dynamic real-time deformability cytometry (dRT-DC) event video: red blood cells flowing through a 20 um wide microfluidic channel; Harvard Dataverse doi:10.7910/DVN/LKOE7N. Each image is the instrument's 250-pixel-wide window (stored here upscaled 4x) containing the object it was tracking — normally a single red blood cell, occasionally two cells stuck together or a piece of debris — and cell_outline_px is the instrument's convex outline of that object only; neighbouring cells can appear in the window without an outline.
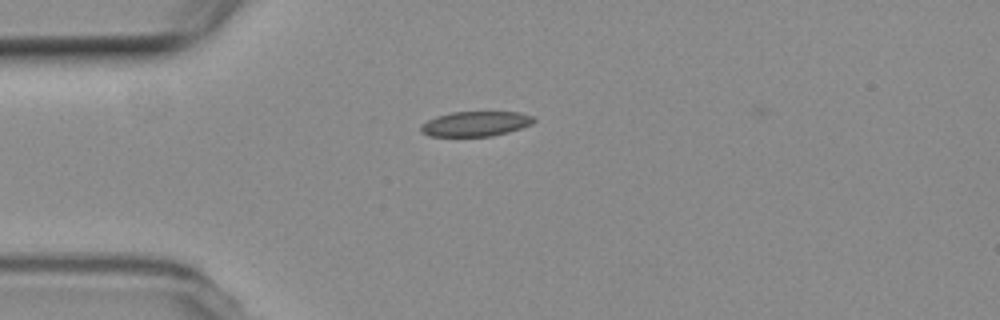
{"species": "common noctule bat (a hibernating species)", "species_latin": "Nyctalus noctula", "temperature_condition": "room temperature", "stored_images_in_passage": 4, "camera_frame_rate_fps": 3000, "um_per_image_px": 0.085, "animal": {"sex": "female", "body_mass_g": 19.3, "forearm_length_mm": 54.1}, "frame": {"image": 1, "passage_image": 1, "time_ms": 0.0, "image_size_px": [1000, 320], "cell_outline_px": [[536, 120], [532, 124], [508, 132], [492, 136], [428, 136], [420, 132], [420, 124], [436, 116], [452, 112], [520, 112], [532, 116]], "centroid_in_image_um": [40.4, 10.52], "position_along_channel_um": 44.6, "area_um2": 16.47}}
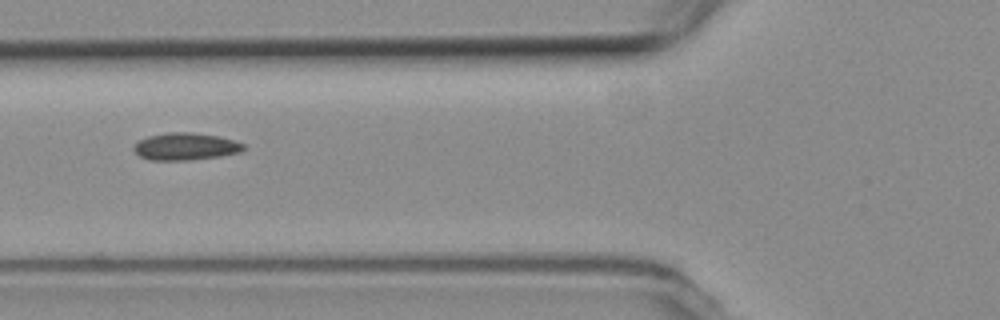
{"frame": {"image": 2, "passage_image": 3, "time_ms": 2.333, "image_size_px": [1000, 320], "cell_outline_px": [[244, 148], [240, 152], [220, 156], [188, 160], [148, 160], [140, 156], [132, 148], [140, 140], [148, 136], [168, 132], [192, 132], [216, 136], [232, 140], [244, 144]], "centroid_in_image_um": [15.74, 12.45], "position_along_channel_um": 110.1, "area_um2": 17.22}}
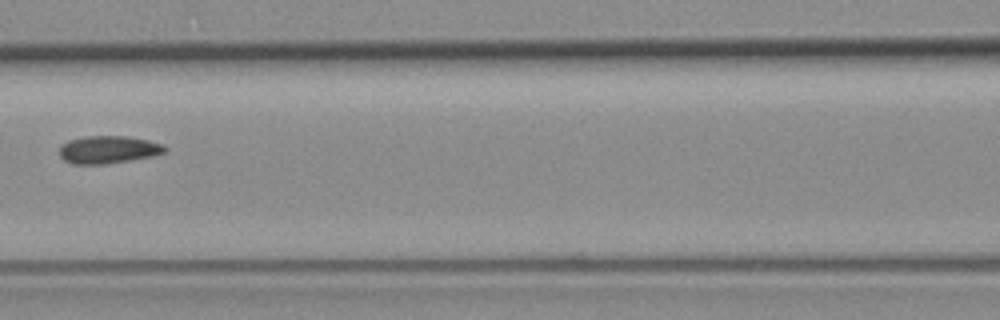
{"frame": {"image": 3, "passage_image": 4, "time_ms": 3.667, "image_size_px": [1000, 320], "cell_outline_px": [[168, 148], [164, 152], [152, 156], [104, 164], [72, 164], [64, 160], [60, 156], [60, 144], [68, 140], [84, 136], [128, 136], [148, 140], [164, 144]], "centroid_in_image_um": [9.18, 12.7], "position_along_channel_um": 157.4, "area_um2": 17.05}}